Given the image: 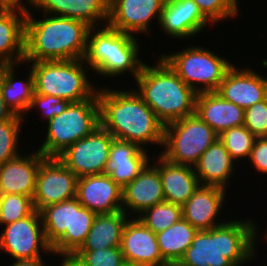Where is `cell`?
Masks as SVG:
<instances>
[{"instance_id":"1","label":"cell","mask_w":267,"mask_h":266,"mask_svg":"<svg viewBox=\"0 0 267 266\" xmlns=\"http://www.w3.org/2000/svg\"><path fill=\"white\" fill-rule=\"evenodd\" d=\"M97 89L100 126L114 139L136 143L140 148L163 146L164 125L135 90Z\"/></svg>"},{"instance_id":"2","label":"cell","mask_w":267,"mask_h":266,"mask_svg":"<svg viewBox=\"0 0 267 266\" xmlns=\"http://www.w3.org/2000/svg\"><path fill=\"white\" fill-rule=\"evenodd\" d=\"M254 222L252 217L229 219L208 231H198L175 266H243L254 261L258 254Z\"/></svg>"},{"instance_id":"3","label":"cell","mask_w":267,"mask_h":266,"mask_svg":"<svg viewBox=\"0 0 267 266\" xmlns=\"http://www.w3.org/2000/svg\"><path fill=\"white\" fill-rule=\"evenodd\" d=\"M31 10L25 18L24 62L83 59L90 26L82 21Z\"/></svg>"},{"instance_id":"4","label":"cell","mask_w":267,"mask_h":266,"mask_svg":"<svg viewBox=\"0 0 267 266\" xmlns=\"http://www.w3.org/2000/svg\"><path fill=\"white\" fill-rule=\"evenodd\" d=\"M159 58L153 65L145 62L134 80L137 83L134 90L165 126L195 113L197 93Z\"/></svg>"},{"instance_id":"5","label":"cell","mask_w":267,"mask_h":266,"mask_svg":"<svg viewBox=\"0 0 267 266\" xmlns=\"http://www.w3.org/2000/svg\"><path fill=\"white\" fill-rule=\"evenodd\" d=\"M138 40V37L108 25L91 27L84 63L91 72L100 75V78H116L130 73L135 80L145 64L139 58L141 41L137 42Z\"/></svg>"},{"instance_id":"6","label":"cell","mask_w":267,"mask_h":266,"mask_svg":"<svg viewBox=\"0 0 267 266\" xmlns=\"http://www.w3.org/2000/svg\"><path fill=\"white\" fill-rule=\"evenodd\" d=\"M29 63L35 93L61 97L69 102L90 99L98 87L88 77L83 59L23 62ZM32 63V64H31ZM94 84V85H93Z\"/></svg>"},{"instance_id":"7","label":"cell","mask_w":267,"mask_h":266,"mask_svg":"<svg viewBox=\"0 0 267 266\" xmlns=\"http://www.w3.org/2000/svg\"><path fill=\"white\" fill-rule=\"evenodd\" d=\"M46 123V137L37 150L44 157H58L100 126L97 92L90 99L70 102L63 112Z\"/></svg>"},{"instance_id":"8","label":"cell","mask_w":267,"mask_h":266,"mask_svg":"<svg viewBox=\"0 0 267 266\" xmlns=\"http://www.w3.org/2000/svg\"><path fill=\"white\" fill-rule=\"evenodd\" d=\"M159 56L196 93L217 91L225 74L234 65L226 57L200 45H188L184 50Z\"/></svg>"},{"instance_id":"9","label":"cell","mask_w":267,"mask_h":266,"mask_svg":"<svg viewBox=\"0 0 267 266\" xmlns=\"http://www.w3.org/2000/svg\"><path fill=\"white\" fill-rule=\"evenodd\" d=\"M216 139L218 134L194 113L164 126L163 150L157 154L174 164L194 167Z\"/></svg>"},{"instance_id":"10","label":"cell","mask_w":267,"mask_h":266,"mask_svg":"<svg viewBox=\"0 0 267 266\" xmlns=\"http://www.w3.org/2000/svg\"><path fill=\"white\" fill-rule=\"evenodd\" d=\"M0 232V252L13 258H42L40 254L52 255L51 245L47 242L40 212L34 210L29 216L3 226Z\"/></svg>"},{"instance_id":"11","label":"cell","mask_w":267,"mask_h":266,"mask_svg":"<svg viewBox=\"0 0 267 266\" xmlns=\"http://www.w3.org/2000/svg\"><path fill=\"white\" fill-rule=\"evenodd\" d=\"M114 136L98 126L91 134L70 145L57 158L79 178L102 174L109 160Z\"/></svg>"},{"instance_id":"12","label":"cell","mask_w":267,"mask_h":266,"mask_svg":"<svg viewBox=\"0 0 267 266\" xmlns=\"http://www.w3.org/2000/svg\"><path fill=\"white\" fill-rule=\"evenodd\" d=\"M78 177L57 157H45L36 176L33 205L40 212L44 207L76 197Z\"/></svg>"},{"instance_id":"13","label":"cell","mask_w":267,"mask_h":266,"mask_svg":"<svg viewBox=\"0 0 267 266\" xmlns=\"http://www.w3.org/2000/svg\"><path fill=\"white\" fill-rule=\"evenodd\" d=\"M166 0H109L107 25L123 33L149 35L150 25L158 20ZM153 19V21H152ZM135 33V34H134Z\"/></svg>"},{"instance_id":"14","label":"cell","mask_w":267,"mask_h":266,"mask_svg":"<svg viewBox=\"0 0 267 266\" xmlns=\"http://www.w3.org/2000/svg\"><path fill=\"white\" fill-rule=\"evenodd\" d=\"M120 248L124 259L137 266H170L162 258L156 234L137 217L125 223Z\"/></svg>"},{"instance_id":"15","label":"cell","mask_w":267,"mask_h":266,"mask_svg":"<svg viewBox=\"0 0 267 266\" xmlns=\"http://www.w3.org/2000/svg\"><path fill=\"white\" fill-rule=\"evenodd\" d=\"M217 92L227 101L246 109L267 97V77L250 66L233 65L225 74Z\"/></svg>"},{"instance_id":"16","label":"cell","mask_w":267,"mask_h":266,"mask_svg":"<svg viewBox=\"0 0 267 266\" xmlns=\"http://www.w3.org/2000/svg\"><path fill=\"white\" fill-rule=\"evenodd\" d=\"M214 26L199 10L193 0H166L159 22L160 30L171 38L188 39Z\"/></svg>"},{"instance_id":"17","label":"cell","mask_w":267,"mask_h":266,"mask_svg":"<svg viewBox=\"0 0 267 266\" xmlns=\"http://www.w3.org/2000/svg\"><path fill=\"white\" fill-rule=\"evenodd\" d=\"M76 198L95 214L122 210V188L103 173L79 177Z\"/></svg>"},{"instance_id":"18","label":"cell","mask_w":267,"mask_h":266,"mask_svg":"<svg viewBox=\"0 0 267 266\" xmlns=\"http://www.w3.org/2000/svg\"><path fill=\"white\" fill-rule=\"evenodd\" d=\"M227 190L215 186H202L182 205L183 219L198 231H208L227 220L218 219L226 201ZM221 222H220V221Z\"/></svg>"},{"instance_id":"19","label":"cell","mask_w":267,"mask_h":266,"mask_svg":"<svg viewBox=\"0 0 267 266\" xmlns=\"http://www.w3.org/2000/svg\"><path fill=\"white\" fill-rule=\"evenodd\" d=\"M165 201L158 168L151 161L122 189V210L138 217L145 210ZM130 212V213H129ZM138 214V215H137Z\"/></svg>"},{"instance_id":"20","label":"cell","mask_w":267,"mask_h":266,"mask_svg":"<svg viewBox=\"0 0 267 266\" xmlns=\"http://www.w3.org/2000/svg\"><path fill=\"white\" fill-rule=\"evenodd\" d=\"M148 150L133 142L113 139L103 174L109 175L123 189L151 161Z\"/></svg>"},{"instance_id":"21","label":"cell","mask_w":267,"mask_h":266,"mask_svg":"<svg viewBox=\"0 0 267 266\" xmlns=\"http://www.w3.org/2000/svg\"><path fill=\"white\" fill-rule=\"evenodd\" d=\"M32 9L99 27L107 25L109 0H31L29 10Z\"/></svg>"},{"instance_id":"22","label":"cell","mask_w":267,"mask_h":266,"mask_svg":"<svg viewBox=\"0 0 267 266\" xmlns=\"http://www.w3.org/2000/svg\"><path fill=\"white\" fill-rule=\"evenodd\" d=\"M45 157L38 151L19 154L0 165V194H21L33 199L40 162Z\"/></svg>"},{"instance_id":"23","label":"cell","mask_w":267,"mask_h":266,"mask_svg":"<svg viewBox=\"0 0 267 266\" xmlns=\"http://www.w3.org/2000/svg\"><path fill=\"white\" fill-rule=\"evenodd\" d=\"M195 113L218 135L244 125V109L225 100L217 91L197 93Z\"/></svg>"},{"instance_id":"24","label":"cell","mask_w":267,"mask_h":266,"mask_svg":"<svg viewBox=\"0 0 267 266\" xmlns=\"http://www.w3.org/2000/svg\"><path fill=\"white\" fill-rule=\"evenodd\" d=\"M158 155L153 154L151 160L155 162L151 163L159 170L164 199L182 206L200 186L194 167L174 164Z\"/></svg>"},{"instance_id":"25","label":"cell","mask_w":267,"mask_h":266,"mask_svg":"<svg viewBox=\"0 0 267 266\" xmlns=\"http://www.w3.org/2000/svg\"><path fill=\"white\" fill-rule=\"evenodd\" d=\"M235 163L224 144L216 139L200 156L194 166V171L200 185L215 186L227 190L230 187V179H232L230 177L235 176L233 173L235 174V168L238 167Z\"/></svg>"},{"instance_id":"26","label":"cell","mask_w":267,"mask_h":266,"mask_svg":"<svg viewBox=\"0 0 267 266\" xmlns=\"http://www.w3.org/2000/svg\"><path fill=\"white\" fill-rule=\"evenodd\" d=\"M27 12L0 9V63L23 64Z\"/></svg>"},{"instance_id":"27","label":"cell","mask_w":267,"mask_h":266,"mask_svg":"<svg viewBox=\"0 0 267 266\" xmlns=\"http://www.w3.org/2000/svg\"><path fill=\"white\" fill-rule=\"evenodd\" d=\"M22 64L3 65L0 70V91L6 106L13 114L24 117L27 116L31 100L35 93L34 78L31 68L25 80H19L16 76L15 68ZM19 81H18V80Z\"/></svg>"},{"instance_id":"28","label":"cell","mask_w":267,"mask_h":266,"mask_svg":"<svg viewBox=\"0 0 267 266\" xmlns=\"http://www.w3.org/2000/svg\"><path fill=\"white\" fill-rule=\"evenodd\" d=\"M128 218L123 210L109 214H96L86 240L78 250L120 247L122 231Z\"/></svg>"},{"instance_id":"29","label":"cell","mask_w":267,"mask_h":266,"mask_svg":"<svg viewBox=\"0 0 267 266\" xmlns=\"http://www.w3.org/2000/svg\"><path fill=\"white\" fill-rule=\"evenodd\" d=\"M197 232L196 228L182 218L166 230L157 233L156 237L162 258L170 266H175L192 244Z\"/></svg>"},{"instance_id":"30","label":"cell","mask_w":267,"mask_h":266,"mask_svg":"<svg viewBox=\"0 0 267 266\" xmlns=\"http://www.w3.org/2000/svg\"><path fill=\"white\" fill-rule=\"evenodd\" d=\"M96 214L73 198L72 234H63L52 246L53 255L74 254L85 242Z\"/></svg>"},{"instance_id":"31","label":"cell","mask_w":267,"mask_h":266,"mask_svg":"<svg viewBox=\"0 0 267 266\" xmlns=\"http://www.w3.org/2000/svg\"><path fill=\"white\" fill-rule=\"evenodd\" d=\"M40 214L46 240L51 246L63 234H72L73 199L46 206Z\"/></svg>"},{"instance_id":"32","label":"cell","mask_w":267,"mask_h":266,"mask_svg":"<svg viewBox=\"0 0 267 266\" xmlns=\"http://www.w3.org/2000/svg\"><path fill=\"white\" fill-rule=\"evenodd\" d=\"M137 218L154 234H157L183 218L182 206L163 201L145 210Z\"/></svg>"},{"instance_id":"33","label":"cell","mask_w":267,"mask_h":266,"mask_svg":"<svg viewBox=\"0 0 267 266\" xmlns=\"http://www.w3.org/2000/svg\"><path fill=\"white\" fill-rule=\"evenodd\" d=\"M218 139L229 151L231 158L236 162L249 158L256 137L244 126L227 129L218 135Z\"/></svg>"},{"instance_id":"34","label":"cell","mask_w":267,"mask_h":266,"mask_svg":"<svg viewBox=\"0 0 267 266\" xmlns=\"http://www.w3.org/2000/svg\"><path fill=\"white\" fill-rule=\"evenodd\" d=\"M24 122V117L15 114L10 119L0 122V165L22 153L18 147L21 144L19 134Z\"/></svg>"},{"instance_id":"35","label":"cell","mask_w":267,"mask_h":266,"mask_svg":"<svg viewBox=\"0 0 267 266\" xmlns=\"http://www.w3.org/2000/svg\"><path fill=\"white\" fill-rule=\"evenodd\" d=\"M35 210L33 199L21 194H0V225L18 221Z\"/></svg>"},{"instance_id":"36","label":"cell","mask_w":267,"mask_h":266,"mask_svg":"<svg viewBox=\"0 0 267 266\" xmlns=\"http://www.w3.org/2000/svg\"><path fill=\"white\" fill-rule=\"evenodd\" d=\"M202 14L213 24L235 19L241 9L238 0H193ZM216 23V24H215Z\"/></svg>"},{"instance_id":"37","label":"cell","mask_w":267,"mask_h":266,"mask_svg":"<svg viewBox=\"0 0 267 266\" xmlns=\"http://www.w3.org/2000/svg\"><path fill=\"white\" fill-rule=\"evenodd\" d=\"M73 255L83 266H118L125 260L120 247L77 250Z\"/></svg>"},{"instance_id":"38","label":"cell","mask_w":267,"mask_h":266,"mask_svg":"<svg viewBox=\"0 0 267 266\" xmlns=\"http://www.w3.org/2000/svg\"><path fill=\"white\" fill-rule=\"evenodd\" d=\"M244 126L256 138L267 137V97L244 109Z\"/></svg>"},{"instance_id":"39","label":"cell","mask_w":267,"mask_h":266,"mask_svg":"<svg viewBox=\"0 0 267 266\" xmlns=\"http://www.w3.org/2000/svg\"><path fill=\"white\" fill-rule=\"evenodd\" d=\"M69 104V101L62 99L61 97L34 93L27 114L38 108V111L40 110V112H42L40 113L41 116H43L42 118L48 122L56 115L63 112Z\"/></svg>"},{"instance_id":"40","label":"cell","mask_w":267,"mask_h":266,"mask_svg":"<svg viewBox=\"0 0 267 266\" xmlns=\"http://www.w3.org/2000/svg\"><path fill=\"white\" fill-rule=\"evenodd\" d=\"M254 170L267 174V137H257L248 158Z\"/></svg>"},{"instance_id":"41","label":"cell","mask_w":267,"mask_h":266,"mask_svg":"<svg viewBox=\"0 0 267 266\" xmlns=\"http://www.w3.org/2000/svg\"><path fill=\"white\" fill-rule=\"evenodd\" d=\"M30 5L31 0H0V9H17L27 12L30 9Z\"/></svg>"},{"instance_id":"42","label":"cell","mask_w":267,"mask_h":266,"mask_svg":"<svg viewBox=\"0 0 267 266\" xmlns=\"http://www.w3.org/2000/svg\"><path fill=\"white\" fill-rule=\"evenodd\" d=\"M9 266H48L43 258L18 259L14 260Z\"/></svg>"},{"instance_id":"43","label":"cell","mask_w":267,"mask_h":266,"mask_svg":"<svg viewBox=\"0 0 267 266\" xmlns=\"http://www.w3.org/2000/svg\"><path fill=\"white\" fill-rule=\"evenodd\" d=\"M63 257L60 266H83V264L73 254L56 255Z\"/></svg>"},{"instance_id":"44","label":"cell","mask_w":267,"mask_h":266,"mask_svg":"<svg viewBox=\"0 0 267 266\" xmlns=\"http://www.w3.org/2000/svg\"><path fill=\"white\" fill-rule=\"evenodd\" d=\"M13 115L12 111L6 106L0 91V122L10 119Z\"/></svg>"},{"instance_id":"45","label":"cell","mask_w":267,"mask_h":266,"mask_svg":"<svg viewBox=\"0 0 267 266\" xmlns=\"http://www.w3.org/2000/svg\"><path fill=\"white\" fill-rule=\"evenodd\" d=\"M258 230H259V229L257 228V238H256V239H257V244H259L258 242H259L260 239H262L261 242H262L263 239H264V241L266 240L265 243H267V229H266V231H264V232H265L264 235L261 236L262 238H261V237H258V235H260V234H259L260 232H258Z\"/></svg>"},{"instance_id":"46","label":"cell","mask_w":267,"mask_h":266,"mask_svg":"<svg viewBox=\"0 0 267 266\" xmlns=\"http://www.w3.org/2000/svg\"><path fill=\"white\" fill-rule=\"evenodd\" d=\"M118 266H137V265L131 263L130 261H126V260H124V261H123L120 265H118Z\"/></svg>"}]
</instances>
